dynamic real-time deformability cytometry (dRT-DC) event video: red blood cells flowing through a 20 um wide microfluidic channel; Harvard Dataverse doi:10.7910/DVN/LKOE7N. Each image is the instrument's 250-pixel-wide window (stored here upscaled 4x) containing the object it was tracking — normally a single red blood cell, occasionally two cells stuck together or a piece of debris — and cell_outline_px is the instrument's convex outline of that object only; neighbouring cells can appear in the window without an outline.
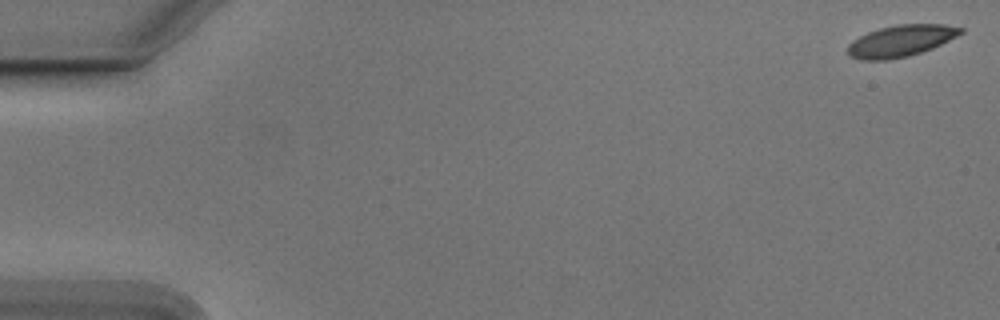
{"species": "Egyptian fruit bat (a non-hibernating species)", "species_latin": "Rousettus aegyptiacus", "temperature_condition": "cold", "stored_images_in_passage": 10, "camera_frame_rate_fps": 3000, "um_per_image_px": 0.085, "animal": {"sex": "male"}, "frame": {"image": 1, "passage_image": 1, "time_ms": 0.0, "image_size_px": [1000, 320], "cell_outline_px": [[964, 32], [932, 48], [908, 56], [884, 60], [860, 60], [848, 56], [848, 44], [852, 40], [868, 32], [880, 28], [896, 24], [944, 24], [964, 28]], "centroid_in_image_um": [76.54, 3.47], "position_along_channel_um": 8.5, "area_um2": 20.69}}